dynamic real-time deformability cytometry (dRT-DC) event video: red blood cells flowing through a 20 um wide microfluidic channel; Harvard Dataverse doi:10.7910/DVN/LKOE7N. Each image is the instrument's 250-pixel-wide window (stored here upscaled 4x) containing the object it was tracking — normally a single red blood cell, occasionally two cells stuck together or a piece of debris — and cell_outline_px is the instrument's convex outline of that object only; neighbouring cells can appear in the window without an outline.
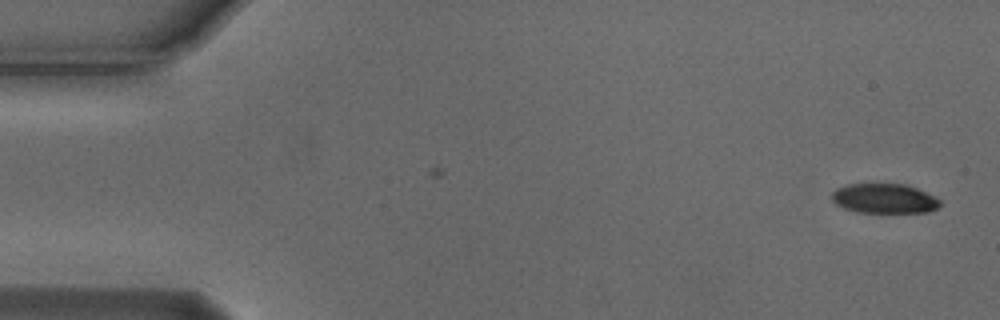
{"species": "Egyptian fruit bat (a non-hibernating species)", "species_latin": "Rousettus aegyptiacus", "temperature_condition": "cold", "stored_images_in_passage": 49, "camera_frame_rate_fps": 3000, "um_per_image_px": 0.085, "animal": {"sex": "male"}, "frame": {"image": 1, "passage_image": 1, "time_ms": 0.0, "image_size_px": [1000, 320], "cell_outline_px": [[940, 204], [936, 208], [928, 212], [856, 212], [844, 208], [836, 204], [832, 200], [832, 192], [836, 188], [848, 184], [908, 184], [936, 196], [940, 200]], "centroid_in_image_um": [75.17, 16.86], "position_along_channel_um": 9.8, "area_um2": 18.79}}
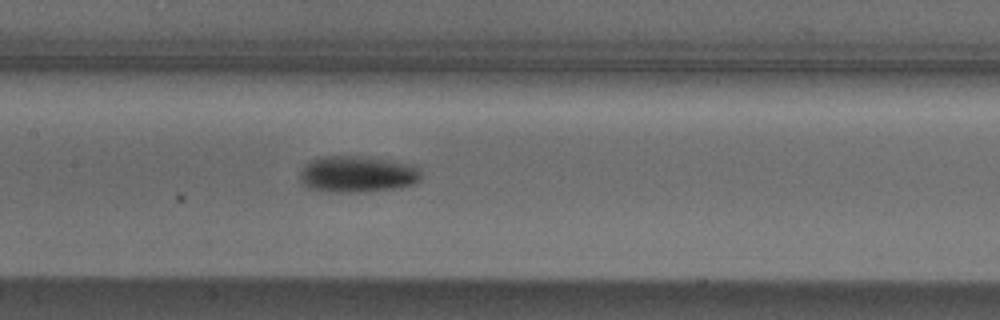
{"frame": {"image": 2, "passage_image": 25, "time_ms": 8.0, "image_size_px": [1000, 320], "cell_outline_px": [[420, 180], [412, 184], [392, 188], [360, 192], [328, 192], [308, 188], [300, 184], [300, 172], [304, 164], [308, 160], [316, 156], [360, 156], [420, 164]], "centroid_in_image_um": [30.34, 14.78], "position_along_channel_um": 177.1, "area_um2": 26.3}}
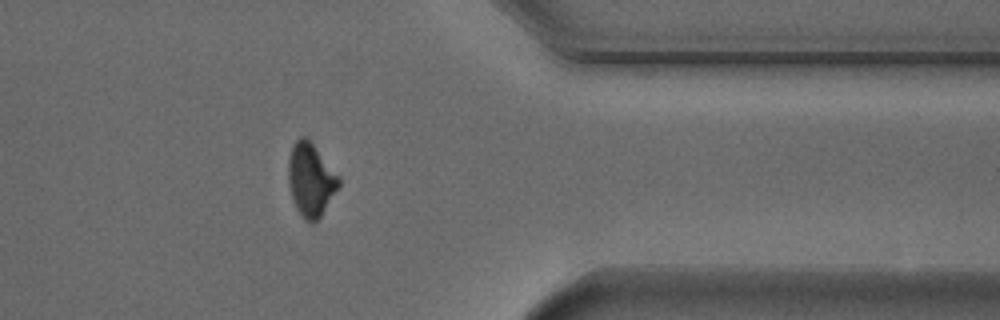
{"frame": {"image": 3, "passage_image": 43, "time_ms": 14.0, "image_size_px": [1000, 320], "cell_outline_px": [[340, 188], [320, 216], [316, 220], [304, 220], [300, 216], [296, 208], [288, 184], [288, 160], [292, 144], [300, 136], [304, 136], [312, 144], [340, 176]], "centroid_in_image_um": [26.42, 15.27], "position_along_channel_um": 385.0, "area_um2": 21.44}, "authors_computed_cell_mechanics": {"area_um2": 22.0218, "velocity_mm_per_s": 3.7356, "shape_relaxation_time_tau1_ms": 2.5368, "shape_relaxation_time_tau2_ms": null, "deformation_change_tau1": 0.1291, "deformation_change_tau2": null}}